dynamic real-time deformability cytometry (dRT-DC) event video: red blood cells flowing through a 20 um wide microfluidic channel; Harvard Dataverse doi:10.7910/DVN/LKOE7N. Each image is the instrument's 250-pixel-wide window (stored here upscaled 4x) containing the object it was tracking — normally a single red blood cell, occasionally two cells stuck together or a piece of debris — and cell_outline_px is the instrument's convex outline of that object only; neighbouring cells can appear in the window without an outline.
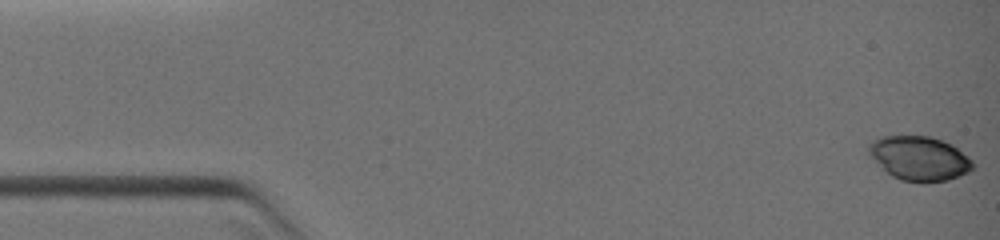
{"species": "common noctule bat (a hibernating species)", "species_latin": "Nyctalus noctula", "temperature_condition": "warm", "stored_images_in_passage": 7, "camera_frame_rate_fps": 3000, "um_per_image_px": 0.085, "animal": {"sex": "female", "body_mass_g": 19.0, "forearm_length_mm": 51.5}, "frame": {"image": 1, "passage_image": 1, "time_ms": 0.0, "image_size_px": [1000, 240], "cell_outline_px": [[976, 164], [968, 172], [948, 180], [920, 184], [900, 180], [892, 176], [868, 156], [868, 144], [872, 140], [880, 136], [932, 136], [952, 144], [972, 160]], "centroid_in_image_um": [78.12, 13.47], "position_along_channel_um": 6.9, "area_um2": 27.28}}
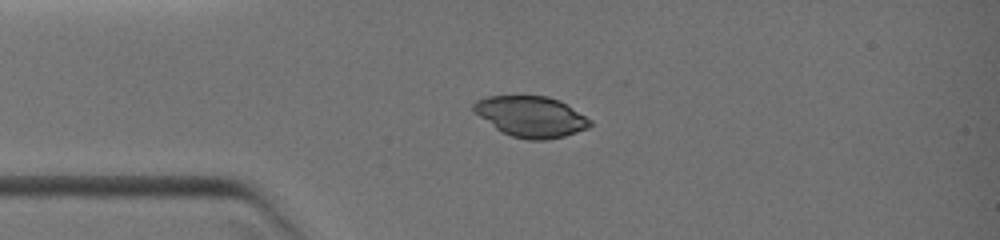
{"frame": {"image": 2, "passage_image": 6, "time_ms": 3.0, "image_size_px": [1000, 240], "cell_outline_px": [[592, 124], [588, 128], [564, 136], [544, 140], [528, 140], [512, 136], [500, 132], [480, 116], [472, 108], [472, 104], [476, 100], [484, 96], [548, 96], [560, 100], [592, 120]], "centroid_in_image_um": [45.13, 9.9], "position_along_channel_um": 39.9, "area_um2": 27.69}}